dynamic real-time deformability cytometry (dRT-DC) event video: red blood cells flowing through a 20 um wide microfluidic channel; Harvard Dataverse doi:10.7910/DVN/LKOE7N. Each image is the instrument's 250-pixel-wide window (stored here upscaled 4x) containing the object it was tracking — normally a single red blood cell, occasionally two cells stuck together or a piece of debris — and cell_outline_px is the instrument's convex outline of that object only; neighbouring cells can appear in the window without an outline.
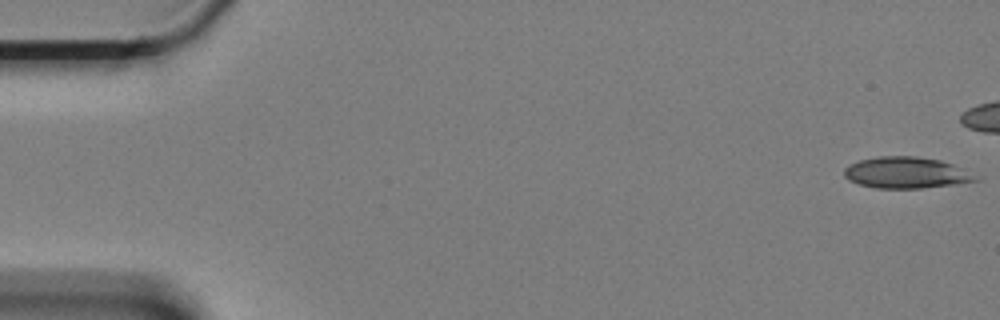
{"species": "Egyptian fruit bat (a non-hibernating species)", "species_latin": "Rousettus aegyptiacus", "temperature_condition": "cold", "stored_images_in_passage": 49, "camera_frame_rate_fps": 3000, "um_per_image_px": 0.085, "animal": {"sex": "female"}, "frame": {"image": 1, "passage_image": 1, "time_ms": 0.0, "image_size_px": [1000, 320], "cell_outline_px": [[980, 180], [952, 184], [920, 188], [876, 188], [860, 184], [848, 180], [844, 176], [844, 168], [848, 164], [860, 160], [880, 156], [916, 156], [940, 160], [952, 164], [960, 168]], "centroid_in_image_um": [76.94, 14.67], "position_along_channel_um": 8.1, "area_um2": 23.58}}
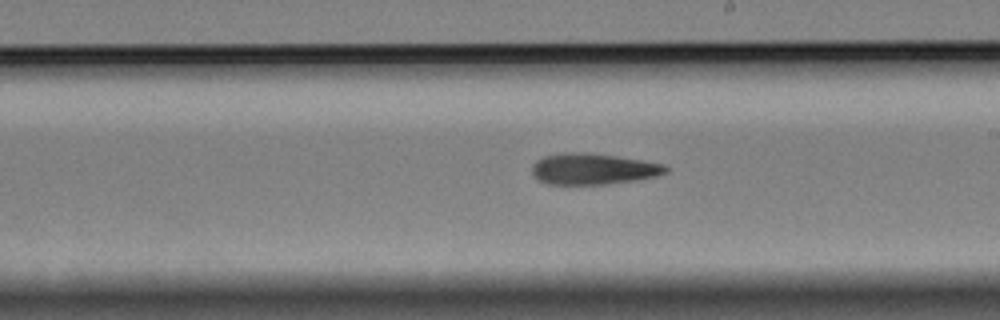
{"frame": {"image": 2, "passage_image": 34, "time_ms": 11.0, "image_size_px": [1000, 320], "cell_outline_px": [[668, 172], [656, 176], [636, 180], [604, 184], [548, 184], [540, 180], [532, 172], [532, 164], [536, 160], [544, 156], [564, 152], [588, 152], [644, 160], [664, 164], [668, 168]], "centroid_in_image_um": [50.43, 14.34], "position_along_channel_um": 238.6, "area_um2": 24.28}}
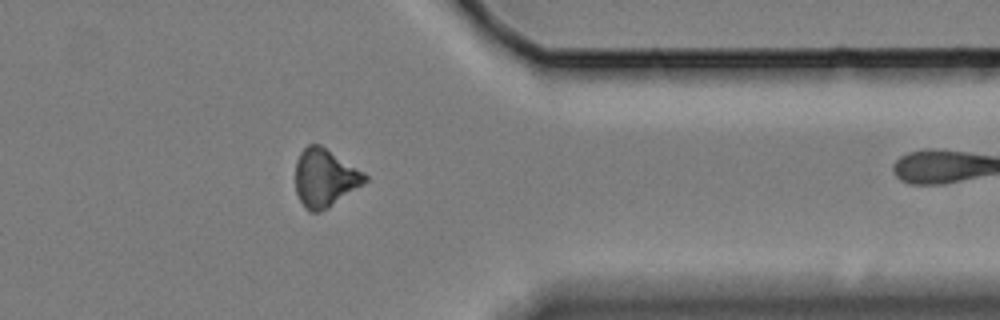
{"frame": {"image": 3, "passage_image": 48, "time_ms": 15.667, "image_size_px": [1000, 320], "cell_outline_px": [[368, 180], [328, 208], [320, 212], [308, 212], [300, 200], [296, 192], [296, 160], [300, 152], [308, 144], [320, 144], [364, 172], [368, 176]], "centroid_in_image_um": [27.6, 15.12], "position_along_channel_um": 383.8, "area_um2": 23.35}}